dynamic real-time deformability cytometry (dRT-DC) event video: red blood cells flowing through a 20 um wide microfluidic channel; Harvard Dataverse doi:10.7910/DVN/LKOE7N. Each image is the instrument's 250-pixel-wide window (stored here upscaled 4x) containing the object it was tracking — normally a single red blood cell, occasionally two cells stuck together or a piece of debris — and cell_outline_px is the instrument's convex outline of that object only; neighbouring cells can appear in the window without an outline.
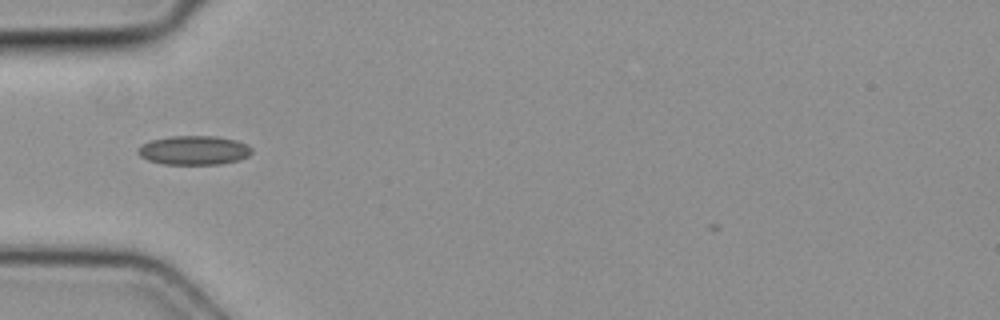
{"species": "common noctule bat (a hibernating species)", "species_latin": "Nyctalus noctula", "temperature_condition": "cold", "stored_images_in_passage": 3, "camera_frame_rate_fps": 3000, "um_per_image_px": 0.085, "animal": {"sex": "female", "body_mass_g": 19.3, "forearm_length_mm": 54.1}, "frame": {"image": 1, "passage_image": 2, "time_ms": 0.333, "image_size_px": [1000, 320], "cell_outline_px": [[252, 152], [248, 156], [240, 160], [220, 164], [164, 164], [148, 160], [140, 156], [136, 152], [144, 144], [152, 140], [172, 136], [216, 136], [236, 140], [248, 144], [252, 148]], "centroid_in_image_um": [16.54, 12.77], "position_along_channel_um": 68.5, "area_um2": 19.25}}
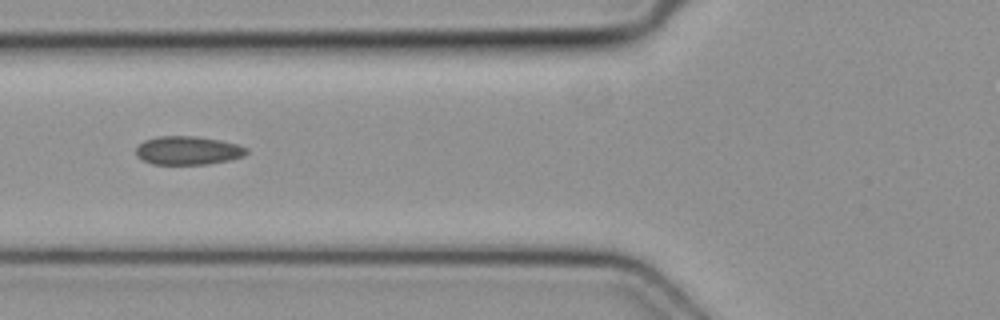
{"frame": {"image": 2, "passage_image": 3, "time_ms": 0.667, "image_size_px": [1000, 320], "cell_outline_px": [[248, 152], [244, 156], [228, 160], [208, 164], [152, 164], [136, 156], [136, 148], [144, 140], [160, 136], [196, 136], [220, 140], [236, 144], [248, 148]], "centroid_in_image_um": [15.98, 12.79], "position_along_channel_um": 109.8, "area_um2": 18.32}}